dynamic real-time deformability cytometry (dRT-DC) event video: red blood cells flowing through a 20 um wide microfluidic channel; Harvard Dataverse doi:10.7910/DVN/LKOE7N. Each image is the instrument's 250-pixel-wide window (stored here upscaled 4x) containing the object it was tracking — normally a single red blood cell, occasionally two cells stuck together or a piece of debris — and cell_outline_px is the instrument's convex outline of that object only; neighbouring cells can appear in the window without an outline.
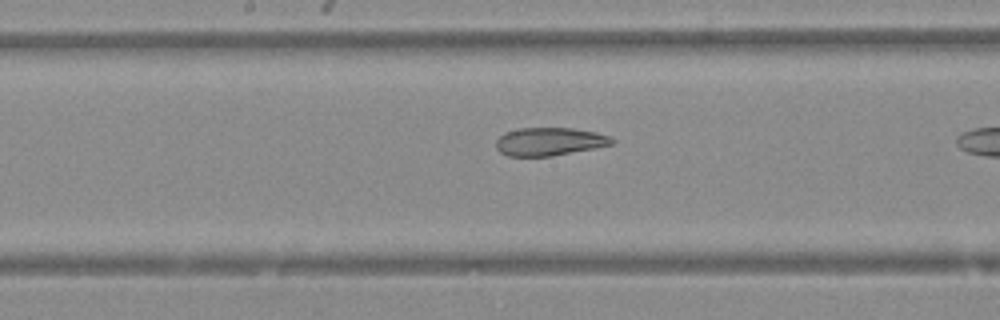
{"species": "Egyptian fruit bat (a non-hibernating species)", "species_latin": "Rousettus aegyptiacus", "temperature_condition": "warm", "stored_images_in_passage": 10, "camera_frame_rate_fps": 3000, "um_per_image_px": 0.085, "animal": {"sex": "female"}, "frame": {"image": 1, "passage_image": 9, "time_ms": 2.667, "image_size_px": [1000, 320], "cell_outline_px": [[616, 140], [612, 144], [552, 156], [508, 156], [500, 152], [496, 148], [496, 140], [504, 132], [520, 128], [572, 128], [596, 132], [608, 136]], "centroid_in_image_um": [46.67, 12.03], "position_along_channel_um": 201.5, "area_um2": 18.84}}